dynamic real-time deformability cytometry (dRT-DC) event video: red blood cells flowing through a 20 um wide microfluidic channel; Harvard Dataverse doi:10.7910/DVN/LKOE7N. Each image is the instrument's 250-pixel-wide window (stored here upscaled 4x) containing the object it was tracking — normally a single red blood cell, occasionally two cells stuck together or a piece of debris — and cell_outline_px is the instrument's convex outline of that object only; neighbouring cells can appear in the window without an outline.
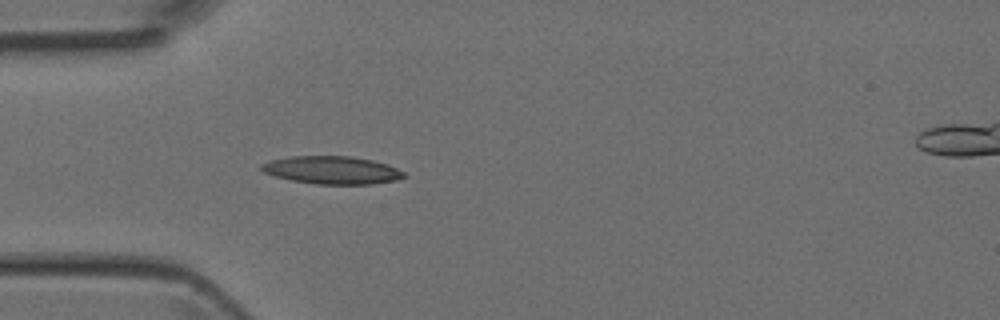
{"species": "Egyptian fruit bat (a non-hibernating species)", "species_latin": "Rousettus aegyptiacus", "temperature_condition": "room temperature", "stored_images_in_passage": 5, "camera_frame_rate_fps": 3000, "um_per_image_px": 0.085, "animal": {"sex": "female"}, "frame": {"image": 1, "passage_image": 5, "time_ms": 1.333, "image_size_px": [1000, 320], "cell_outline_px": [[408, 176], [396, 180], [372, 184], [316, 184], [292, 180], [276, 176], [264, 172], [260, 168], [260, 164], [272, 160], [288, 156], [352, 156], [372, 160], [388, 164], [404, 172]], "centroid_in_image_um": [28.24, 14.45], "position_along_channel_um": 56.8, "area_um2": 23.12}}